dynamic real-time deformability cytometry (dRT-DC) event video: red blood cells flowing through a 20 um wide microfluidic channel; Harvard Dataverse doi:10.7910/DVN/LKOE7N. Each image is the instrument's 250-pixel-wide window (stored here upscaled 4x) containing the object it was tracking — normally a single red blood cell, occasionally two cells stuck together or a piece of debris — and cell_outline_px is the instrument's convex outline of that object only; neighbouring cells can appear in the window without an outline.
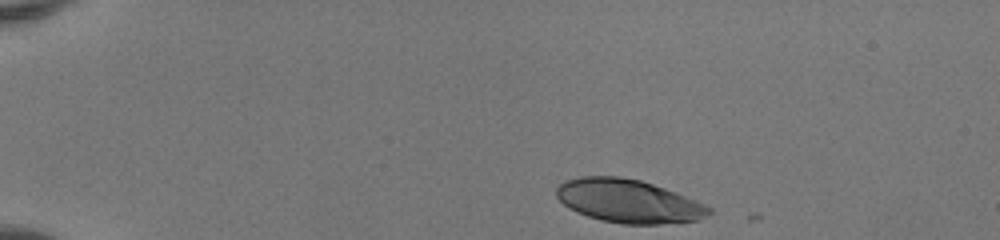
{"species": "human", "species_latin": "Homo sapiens", "temperature_condition": "room temperature", "stored_images_in_passage": 37, "camera_frame_rate_fps": 3000, "um_per_image_px": 0.085, "donor": {"sex": "female"}, "frame": {"image": 1, "passage_image": 1, "time_ms": 0.0, "image_size_px": [1000, 240], "cell_outline_px": [[712, 212], [708, 216], [700, 220], [660, 224], [624, 224], [600, 220], [576, 212], [568, 208], [556, 196], [556, 188], [564, 180], [580, 176], [620, 176], [640, 180], [676, 192], [696, 200], [712, 208]], "centroid_in_image_um": [53.42, 17.09], "position_along_channel_um": 31.6, "area_um2": 38.73}}
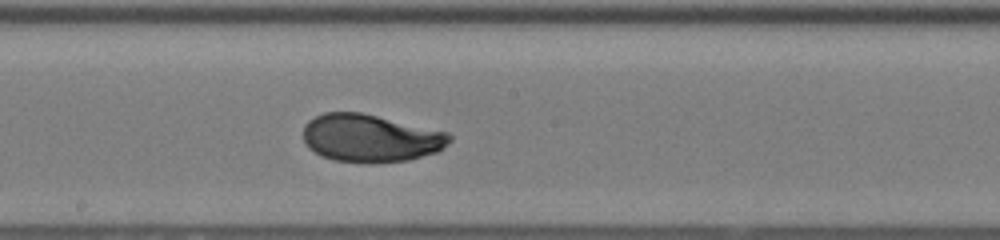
{"frame": {"image": 2, "passage_image": 21, "time_ms": 6.667, "image_size_px": [1000, 240], "cell_outline_px": [[452, 140], [448, 144], [436, 152], [408, 160], [372, 164], [332, 160], [320, 156], [308, 148], [304, 140], [304, 124], [308, 120], [324, 112], [360, 112], [448, 132], [452, 136]], "centroid_in_image_um": [31.47, 11.75], "position_along_channel_um": 216.7, "area_um2": 40.98}}
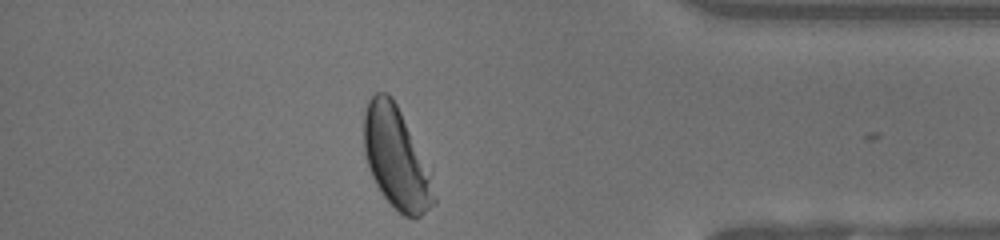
{"frame": {"image": 3, "passage_image": 36, "time_ms": 11.667, "image_size_px": [1000, 240], "cell_outline_px": [[436, 204], [420, 216], [404, 216], [380, 192], [372, 176], [364, 152], [364, 112], [368, 100], [376, 92], [388, 92], [392, 96], [400, 112], [428, 176], [436, 196]], "centroid_in_image_um": [33.61, 13.43], "position_along_channel_um": 401.6, "area_um2": 39.54}, "authors_computed_cell_mechanics": {"area_um2": 40.2866, "velocity_mm_per_s": 4.1347, "shape_relaxation_time_tau1_ms": 2.5264, "shape_relaxation_time_tau2_ms": null, "deformation_change_tau1": 0.1512, "deformation_change_tau2": null}}